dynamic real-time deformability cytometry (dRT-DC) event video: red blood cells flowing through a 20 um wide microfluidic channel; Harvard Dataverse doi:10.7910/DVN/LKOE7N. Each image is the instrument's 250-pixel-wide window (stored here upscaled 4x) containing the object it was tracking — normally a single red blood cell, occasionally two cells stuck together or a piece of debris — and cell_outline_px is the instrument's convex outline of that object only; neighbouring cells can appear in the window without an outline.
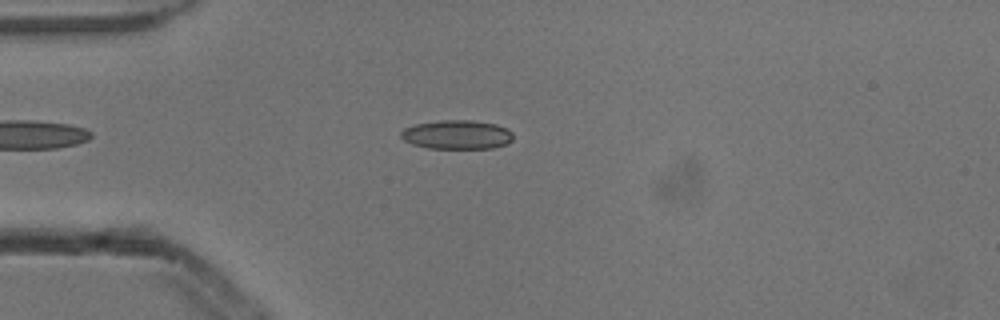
{"species": "common noctule bat (a hibernating species)", "species_latin": "Nyctalus noctula", "temperature_condition": "cold", "stored_images_in_passage": 2, "camera_frame_rate_fps": 3000, "um_per_image_px": 0.085, "animal": {"sex": "male", "body_mass_g": 13.3}, "frame": {"image": 1, "passage_image": 2, "time_ms": 0.333, "image_size_px": [1000, 320], "cell_outline_px": [[512, 140], [508, 144], [492, 148], [428, 148], [412, 144], [404, 140], [400, 136], [400, 132], [404, 128], [416, 124], [440, 120], [472, 120], [496, 124], [508, 128], [512, 132]], "centroid_in_image_um": [38.85, 11.44], "position_along_channel_um": 46.1, "area_um2": 19.07}}